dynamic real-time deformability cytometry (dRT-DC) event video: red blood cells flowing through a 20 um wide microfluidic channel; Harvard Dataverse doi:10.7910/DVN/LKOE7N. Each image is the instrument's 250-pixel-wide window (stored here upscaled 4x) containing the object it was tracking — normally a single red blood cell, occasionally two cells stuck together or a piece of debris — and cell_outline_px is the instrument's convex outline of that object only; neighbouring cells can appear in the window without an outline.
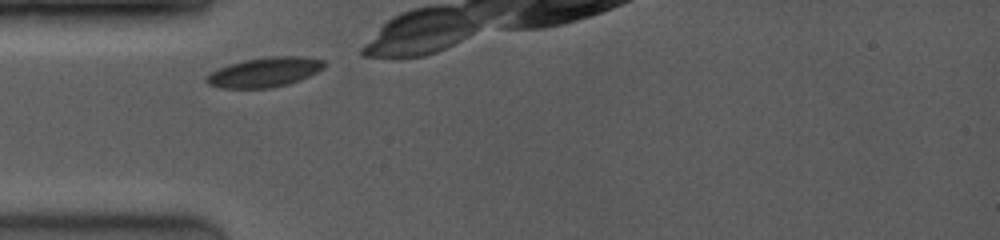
{"species": "common noctule bat (a hibernating species)", "species_latin": "Nyctalus noctula", "temperature_condition": "room temperature", "stored_images_in_passage": 37, "camera_frame_rate_fps": 4000, "um_per_image_px": 0.085, "animal": {"sex": "female", "body_mass_g": 19.0, "forearm_length_mm": 53.3}, "frame": {"image": 1, "passage_image": 1, "time_ms": 0.0, "image_size_px": [1000, 240], "cell_outline_px": [[324, 68], [300, 80], [288, 84], [272, 88], [220, 88], [208, 84], [204, 80], [212, 72], [220, 68], [244, 60], [272, 56], [296, 56], [324, 60]], "centroid_in_image_um": [22.5, 6.15], "position_along_channel_um": 62.5, "area_um2": 20.06}}
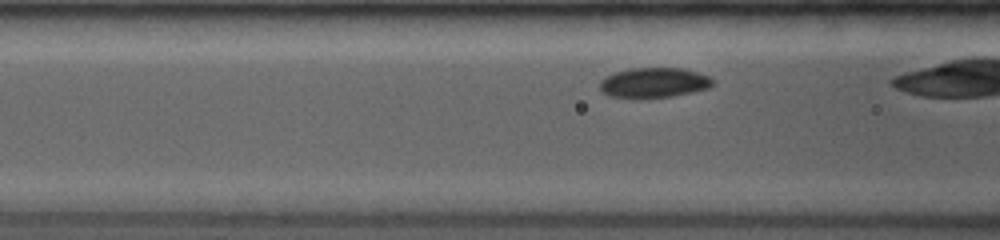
{"frame": {"image": 2, "passage_image": 6, "time_ms": 1.25, "image_size_px": [1000, 240], "cell_outline_px": [[712, 84], [708, 88], [672, 96], [640, 100], [632, 100], [608, 96], [600, 88], [600, 84], [608, 76], [616, 72], [636, 68], [680, 68], [696, 72], [708, 76], [712, 80]], "centroid_in_image_um": [55.55, 7.07], "position_along_channel_um": 111.1, "area_um2": 19.77}}
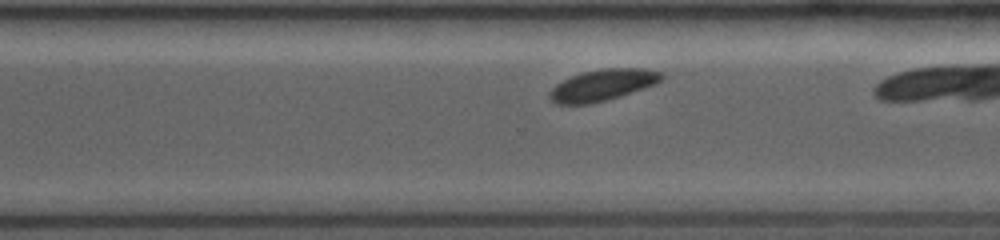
{"frame": {"image": 3, "passage_image": 27, "time_ms": 6.5, "image_size_px": [1000, 240], "cell_outline_px": [[664, 76], [660, 80], [652, 84], [620, 96], [588, 104], [556, 104], [548, 96], [548, 92], [556, 84], [572, 76], [584, 72], [608, 68], [644, 68], [660, 72]], "centroid_in_image_um": [51.17, 7.23], "position_along_channel_um": 319.4, "area_um2": 19.94}, "authors_computed_cell_mechanics": {"area_um2": 19.8254, "velocity_mm_per_s": 3.983, "shape_relaxation_time_tau1_ms": 1.1965, "shape_relaxation_time_tau2_ms": null, "deformation_change_tau1": 0.0536, "deformation_change_tau2": null}}